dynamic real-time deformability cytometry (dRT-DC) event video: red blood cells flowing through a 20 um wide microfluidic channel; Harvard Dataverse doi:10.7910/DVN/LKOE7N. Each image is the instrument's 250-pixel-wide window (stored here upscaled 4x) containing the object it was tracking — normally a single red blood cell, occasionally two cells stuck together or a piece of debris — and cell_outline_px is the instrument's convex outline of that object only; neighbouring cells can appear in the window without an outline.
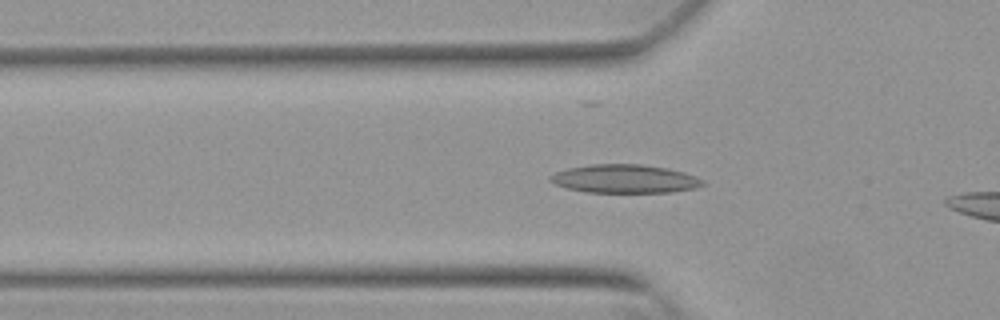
{"species": "Egyptian fruit bat (a non-hibernating species)", "species_latin": "Rousettus aegyptiacus", "temperature_condition": "warm", "stored_images_in_passage": 11, "camera_frame_rate_fps": 3000, "um_per_image_px": 0.085, "animal": {"sex": "female"}, "frame": {"image": 1, "passage_image": 8, "time_ms": 2.333, "image_size_px": [1000, 320], "cell_outline_px": [[704, 184], [696, 188], [672, 192], [584, 192], [568, 188], [556, 184], [548, 180], [548, 176], [556, 172], [568, 168], [592, 164], [640, 164], [664, 168], [684, 172], [696, 176], [704, 180]], "centroid_in_image_um": [53.1, 15.2], "position_along_channel_um": 72.7, "area_um2": 25.2}}